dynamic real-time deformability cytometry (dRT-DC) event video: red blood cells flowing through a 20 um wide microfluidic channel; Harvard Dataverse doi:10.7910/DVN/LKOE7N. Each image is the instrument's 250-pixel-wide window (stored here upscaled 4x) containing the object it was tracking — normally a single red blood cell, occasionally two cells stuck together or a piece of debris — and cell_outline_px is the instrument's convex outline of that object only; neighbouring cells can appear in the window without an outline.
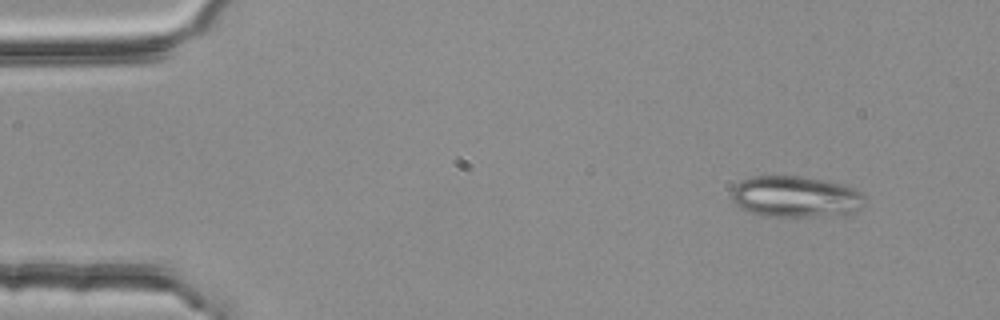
{"species": "common noctule bat (a hibernating species)", "species_latin": "Nyctalus noctula", "temperature_condition": "room temperature", "stored_images_in_passage": 4, "camera_frame_rate_fps": 3000, "um_per_image_px": 0.085, "animal": {"sex": "female", "body_mass_g": 25.1}, "frame": {"image": 1, "passage_image": 1, "time_ms": 0.0, "image_size_px": [1000, 320], "cell_outline_px": [[864, 204], [856, 212], [844, 216], [764, 216], [740, 208], [732, 200], [732, 188], [736, 184], [752, 176], [800, 176], [844, 184], [860, 192], [864, 196]], "centroid_in_image_um": [67.66, 16.73], "position_along_channel_um": 17.3, "area_um2": 32.19}}